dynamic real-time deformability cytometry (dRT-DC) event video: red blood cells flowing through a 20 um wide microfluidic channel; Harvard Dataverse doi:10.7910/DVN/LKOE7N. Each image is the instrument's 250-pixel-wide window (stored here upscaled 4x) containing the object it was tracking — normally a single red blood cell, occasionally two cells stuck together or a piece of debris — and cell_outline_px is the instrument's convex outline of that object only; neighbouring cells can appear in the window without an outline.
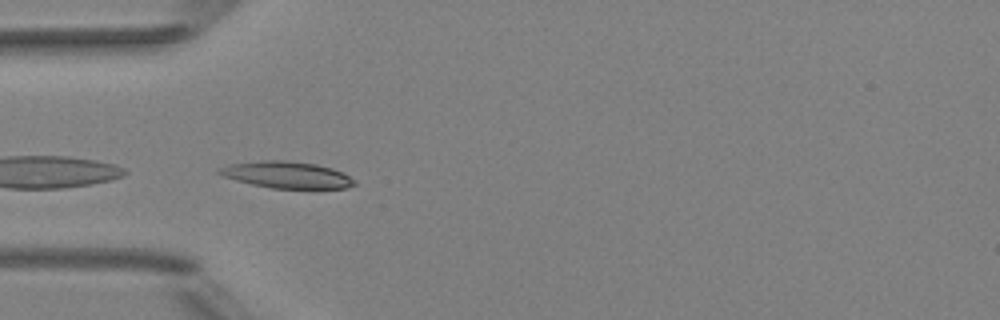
{"species": "Egyptian fruit bat (a non-hibernating species)", "species_latin": "Rousettus aegyptiacus", "temperature_condition": "room temperature", "stored_images_in_passage": 5, "camera_frame_rate_fps": 3000, "um_per_image_px": 0.085, "animal": {"sex": "female"}, "frame": {"image": 1, "passage_image": 4, "time_ms": 3.667, "image_size_px": [1000, 320], "cell_outline_px": [[356, 184], [348, 188], [272, 188], [252, 184], [236, 180], [224, 176], [216, 172], [220, 168], [232, 164], [260, 160], [284, 160], [316, 164], [332, 168], [344, 172], [356, 180]], "centroid_in_image_um": [24.44, 14.86], "position_along_channel_um": 60.6, "area_um2": 20.92}}
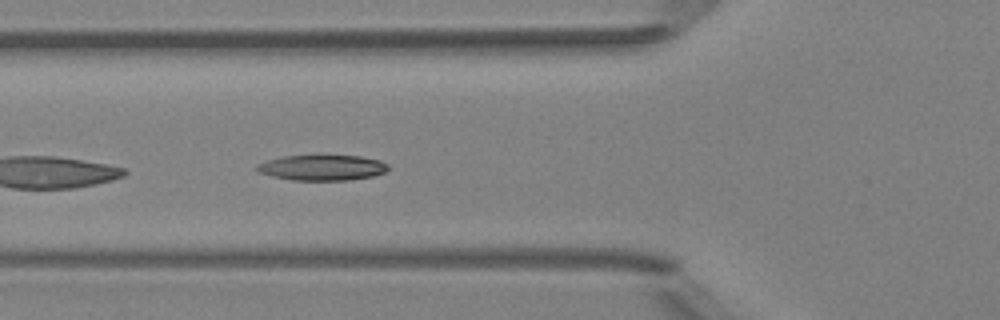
{"frame": {"image": 2, "passage_image": 5, "time_ms": 4.667, "image_size_px": [1000, 320], "cell_outline_px": [[392, 168], [384, 172], [372, 176], [348, 180], [292, 180], [272, 176], [260, 172], [256, 168], [256, 164], [268, 160], [284, 156], [360, 156], [380, 160], [388, 164]], "centroid_in_image_um": [27.42, 14.25], "position_along_channel_um": 98.4, "area_um2": 19.36}}